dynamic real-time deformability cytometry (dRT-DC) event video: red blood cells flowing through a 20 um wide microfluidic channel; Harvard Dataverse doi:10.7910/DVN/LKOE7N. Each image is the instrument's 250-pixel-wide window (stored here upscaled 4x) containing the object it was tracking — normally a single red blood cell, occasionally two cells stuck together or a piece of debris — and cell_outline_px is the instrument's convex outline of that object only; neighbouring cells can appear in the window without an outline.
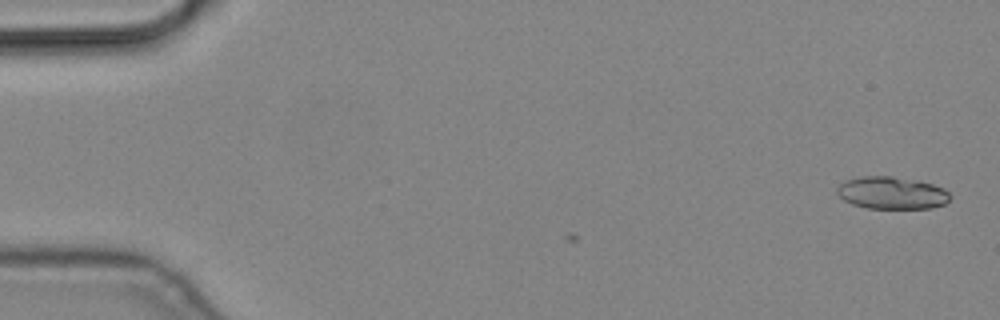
{"species": "common noctule bat (a hibernating species)", "species_latin": "Nyctalus noctula", "temperature_condition": "cold", "stored_images_in_passage": 2, "camera_frame_rate_fps": 3000, "um_per_image_px": 0.085, "animal": {"sex": "male", "body_mass_g": 19.2, "forearm_length_mm": 51.8}, "frame": {"image": 1, "passage_image": 2, "time_ms": 0.333, "image_size_px": [1000, 320], "cell_outline_px": [[948, 200], [944, 204], [932, 208], [868, 208], [852, 204], [844, 200], [836, 192], [836, 188], [844, 180], [860, 176], [892, 176], [916, 180], [932, 184], [944, 188], [948, 192]], "centroid_in_image_um": [75.76, 16.39], "position_along_channel_um": 9.2, "area_um2": 21.27}}